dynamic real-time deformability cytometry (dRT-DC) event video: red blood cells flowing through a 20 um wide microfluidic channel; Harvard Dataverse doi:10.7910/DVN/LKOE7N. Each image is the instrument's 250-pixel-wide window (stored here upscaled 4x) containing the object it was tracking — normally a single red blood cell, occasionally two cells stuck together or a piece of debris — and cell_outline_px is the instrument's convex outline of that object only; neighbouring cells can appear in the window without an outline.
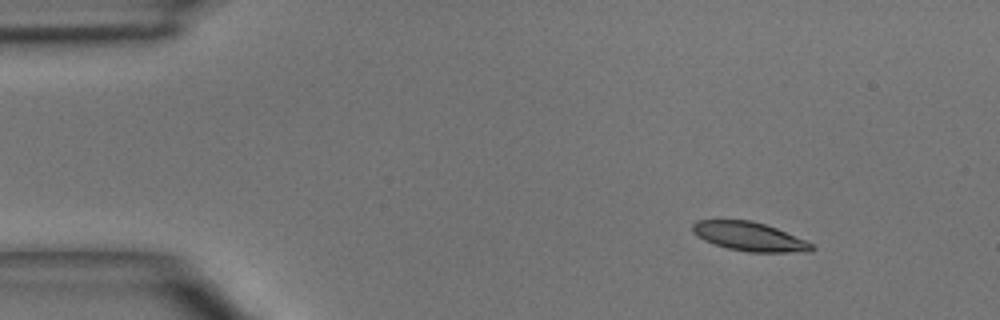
{"species": "common noctule bat (a hibernating species)", "species_latin": "Nyctalus noctula", "temperature_condition": "room temperature", "stored_images_in_passage": 3, "camera_frame_rate_fps": 3000, "um_per_image_px": 0.085, "animal": {"sex": "male", "body_mass_g": 15.6}, "frame": {"image": 1, "passage_image": 1, "time_ms": 0.0, "image_size_px": [1000, 320], "cell_outline_px": [[816, 248], [808, 252], [748, 252], [728, 248], [704, 240], [696, 236], [692, 232], [692, 224], [696, 220], [752, 220], [776, 228], [804, 240], [812, 244]], "centroid_in_image_um": [63.67, 20.1], "position_along_channel_um": 21.3, "area_um2": 19.94}}